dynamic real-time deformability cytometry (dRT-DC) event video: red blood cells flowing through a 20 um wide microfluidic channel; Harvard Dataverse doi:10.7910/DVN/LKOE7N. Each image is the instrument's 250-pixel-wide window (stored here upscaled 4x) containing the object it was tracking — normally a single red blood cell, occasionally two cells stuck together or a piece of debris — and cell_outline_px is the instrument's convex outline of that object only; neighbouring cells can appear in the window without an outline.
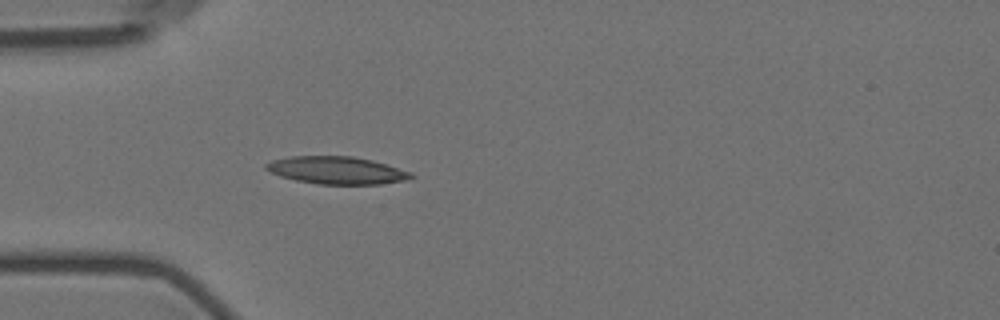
{"species": "Egyptian fruit bat (a non-hibernating species)", "species_latin": "Rousettus aegyptiacus", "temperature_condition": "room temperature", "stored_images_in_passage": 4, "camera_frame_rate_fps": 3000, "um_per_image_px": 0.085, "animal": {"sex": "female"}, "frame": {"image": 1, "passage_image": 4, "time_ms": 3.667, "image_size_px": [1000, 320], "cell_outline_px": [[416, 176], [408, 180], [380, 184], [316, 184], [296, 180], [280, 176], [264, 168], [264, 164], [272, 160], [292, 156], [352, 156], [372, 160], [412, 172]], "centroid_in_image_um": [28.64, 14.48], "position_along_channel_um": 56.4, "area_um2": 23.29}}